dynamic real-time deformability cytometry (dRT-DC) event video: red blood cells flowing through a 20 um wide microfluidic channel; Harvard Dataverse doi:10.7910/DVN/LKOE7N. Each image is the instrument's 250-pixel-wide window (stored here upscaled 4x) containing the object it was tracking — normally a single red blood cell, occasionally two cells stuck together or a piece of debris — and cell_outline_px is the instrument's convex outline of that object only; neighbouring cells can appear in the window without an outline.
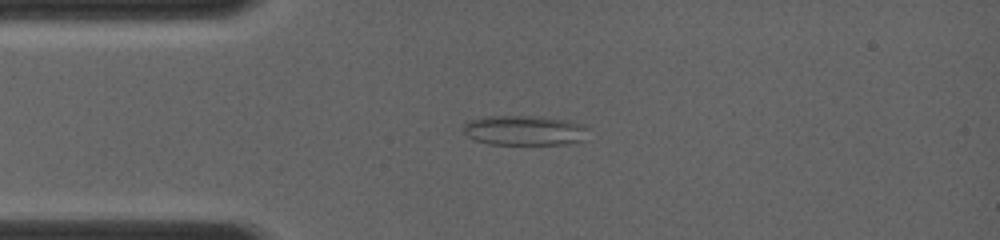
{"species": "common noctule bat (a hibernating species)", "species_latin": "Nyctalus noctula", "temperature_condition": "room temperature", "stored_images_in_passage": 7, "camera_frame_rate_fps": 4000, "um_per_image_px": 0.085, "animal": {"sex": "female", "body_mass_g": 19.0, "forearm_length_mm": 56.7}, "frame": {"image": 1, "passage_image": 6, "time_ms": 2.25, "image_size_px": [1000, 240], "cell_outline_px": [[588, 128], [580, 140], [568, 144], [488, 144], [476, 140], [468, 136], [464, 132], [464, 124], [468, 120], [488, 116], [540, 116], [568, 120], [584, 124]], "centroid_in_image_um": [44.56, 11.07], "position_along_channel_um": 40.4, "area_um2": 21.68}}